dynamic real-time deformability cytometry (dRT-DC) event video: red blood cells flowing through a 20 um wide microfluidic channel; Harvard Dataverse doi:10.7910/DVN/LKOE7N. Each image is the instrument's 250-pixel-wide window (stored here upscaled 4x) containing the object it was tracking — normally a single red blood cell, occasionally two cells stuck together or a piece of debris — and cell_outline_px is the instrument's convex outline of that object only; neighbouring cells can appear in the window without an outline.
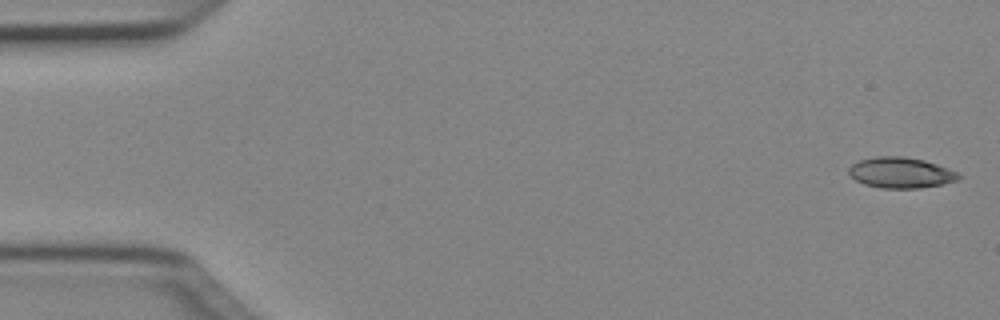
{"species": "Egyptian fruit bat (a non-hibernating species)", "species_latin": "Rousettus aegyptiacus", "temperature_condition": "cold", "stored_images_in_passage": 49, "camera_frame_rate_fps": 3000, "um_per_image_px": 0.085, "animal": {"sex": "female"}, "frame": {"image": 1, "passage_image": 1, "time_ms": 0.0, "image_size_px": [1000, 320], "cell_outline_px": [[964, 176], [960, 180], [944, 184], [920, 188], [880, 188], [864, 184], [856, 180], [848, 172], [848, 168], [852, 164], [860, 160], [876, 156], [904, 156], [924, 160], [960, 172]], "centroid_in_image_um": [76.63, 14.68], "position_along_channel_um": 8.4, "area_um2": 19.94}}
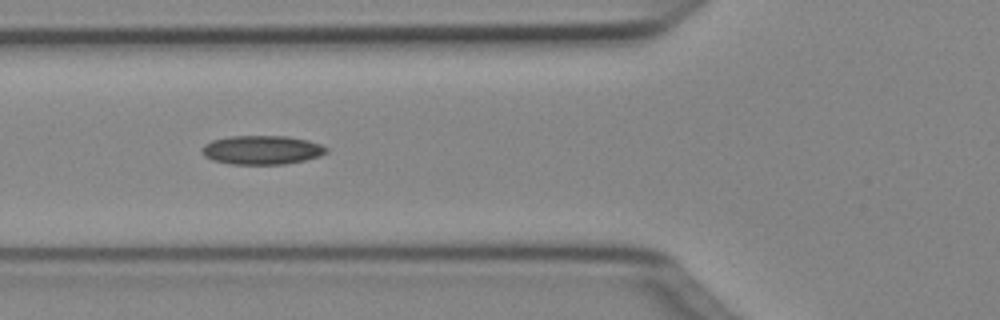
{"frame": {"image": 2, "passage_image": 18, "time_ms": 5.667, "image_size_px": [1000, 320], "cell_outline_px": [[328, 152], [320, 156], [304, 160], [284, 164], [232, 164], [212, 160], [204, 156], [200, 152], [200, 148], [204, 144], [212, 140], [228, 136], [288, 136], [308, 140], [320, 144], [328, 148]], "centroid_in_image_um": [22.23, 12.74], "position_along_channel_um": 103.6, "area_um2": 21.15}}
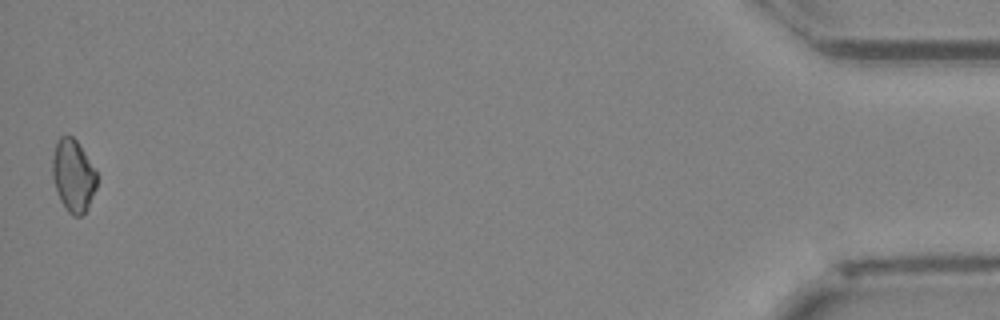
{"frame": {"image": 3, "passage_image": 49, "time_ms": 16.0, "image_size_px": [1000, 320], "cell_outline_px": [[96, 188], [88, 208], [80, 216], [72, 216], [68, 212], [60, 200], [52, 176], [52, 160], [56, 140], [60, 136], [72, 136], [76, 140], [96, 172]], "centroid_in_image_um": [6.2, 14.94], "position_along_channel_um": 429.0, "area_um2": 18.5}}